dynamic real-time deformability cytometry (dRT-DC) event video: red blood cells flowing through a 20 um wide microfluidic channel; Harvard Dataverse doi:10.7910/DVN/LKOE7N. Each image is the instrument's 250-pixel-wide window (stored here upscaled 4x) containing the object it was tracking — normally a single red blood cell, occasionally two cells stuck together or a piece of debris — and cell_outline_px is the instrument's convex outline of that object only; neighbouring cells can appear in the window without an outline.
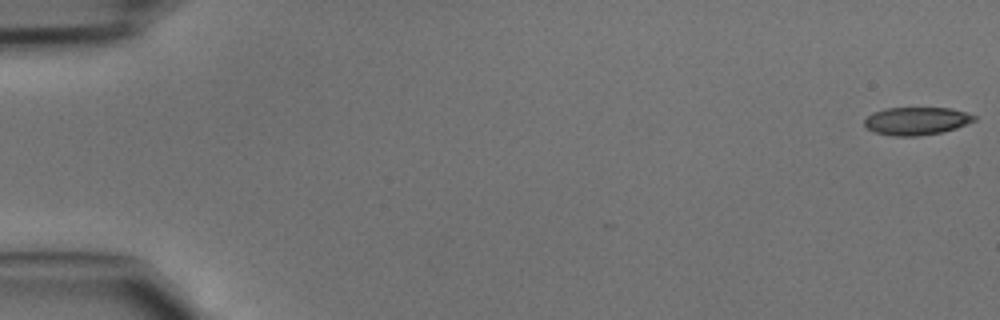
{"species": "common noctule bat (a hibernating species)", "species_latin": "Nyctalus noctula", "temperature_condition": "cold", "stored_images_in_passage": 6, "camera_frame_rate_fps": 3000, "um_per_image_px": 0.085, "animal": {"sex": "male", "body_mass_g": 15.6}, "frame": {"image": 1, "passage_image": 1, "time_ms": 0.0, "image_size_px": [1000, 320], "cell_outline_px": [[976, 120], [956, 128], [940, 132], [920, 136], [892, 136], [876, 132], [868, 128], [864, 124], [864, 120], [872, 112], [884, 108], [952, 108], [976, 116]], "centroid_in_image_um": [77.89, 10.28], "position_along_channel_um": 7.1, "area_um2": 17.74}}